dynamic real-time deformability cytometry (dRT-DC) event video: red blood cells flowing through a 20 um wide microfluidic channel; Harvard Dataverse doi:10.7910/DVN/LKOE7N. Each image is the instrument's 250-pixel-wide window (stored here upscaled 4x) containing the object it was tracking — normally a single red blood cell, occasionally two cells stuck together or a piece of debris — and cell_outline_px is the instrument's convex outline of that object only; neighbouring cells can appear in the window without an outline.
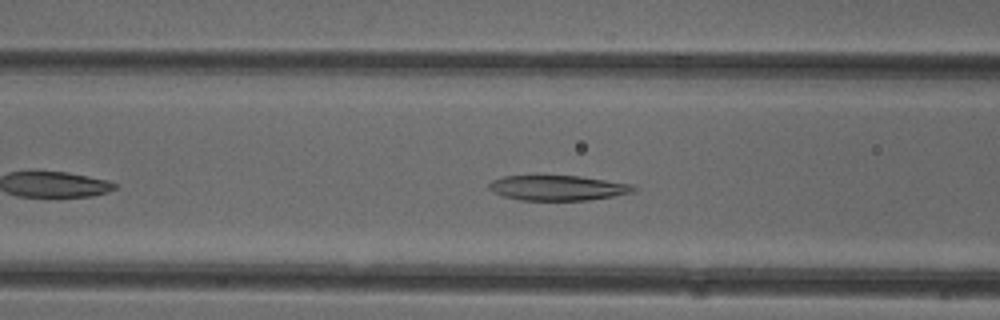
{"species": "common noctule bat (a hibernating species)", "species_latin": "Nyctalus noctula", "temperature_condition": "cold", "stored_images_in_passage": 34, "camera_frame_rate_fps": 3000, "um_per_image_px": 0.085, "animal": {"sex": "female"}, "frame": {"image": 1, "passage_image": 9, "time_ms": 2.667, "image_size_px": [1000, 320], "cell_outline_px": [[636, 192], [588, 200], [520, 200], [504, 196], [488, 188], [488, 184], [492, 180], [504, 176], [580, 176], [632, 184], [636, 188]], "centroid_in_image_um": [47.44, 15.97], "position_along_channel_um": 119.2, "area_um2": 20.98}}
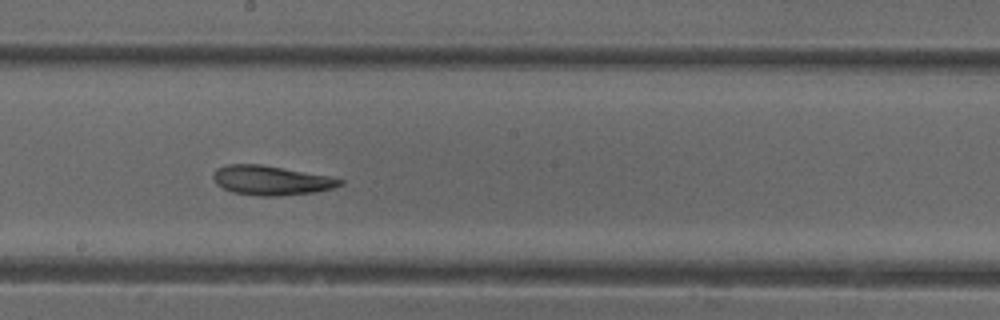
{"frame": {"image": 2, "passage_image": 17, "time_ms": 5.333, "image_size_px": [1000, 320], "cell_outline_px": [[344, 184], [332, 188], [312, 192], [276, 196], [260, 196], [232, 192], [216, 184], [212, 176], [216, 168], [228, 164], [260, 164], [328, 176], [344, 180]], "centroid_in_image_um": [23.01, 15.33], "position_along_channel_um": 225.2, "area_um2": 21.5}}
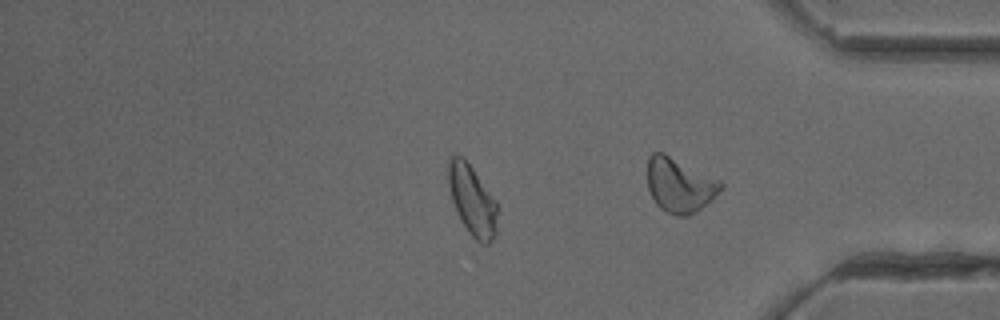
{"frame": {"image": 3, "passage_image": 29, "time_ms": 9.333, "image_size_px": [1000, 320], "cell_outline_px": [[496, 236], [488, 244], [480, 244], [468, 232], [460, 220], [456, 212], [452, 200], [448, 184], [448, 160], [452, 156], [464, 156], [496, 200]], "centroid_in_image_um": [40.13, 17.03], "position_along_channel_um": 395.1, "area_um2": 20.17}, "authors_computed_cell_mechanics": {"area_um2": 21.2704, "velocity_mm_per_s": 3.9737, "shape_relaxation_time_tau1_ms": null, "shape_relaxation_time_tau2_ms": 4.7785, "deformation_change_tau1": null, "deformation_change_tau2": 0.1235}}